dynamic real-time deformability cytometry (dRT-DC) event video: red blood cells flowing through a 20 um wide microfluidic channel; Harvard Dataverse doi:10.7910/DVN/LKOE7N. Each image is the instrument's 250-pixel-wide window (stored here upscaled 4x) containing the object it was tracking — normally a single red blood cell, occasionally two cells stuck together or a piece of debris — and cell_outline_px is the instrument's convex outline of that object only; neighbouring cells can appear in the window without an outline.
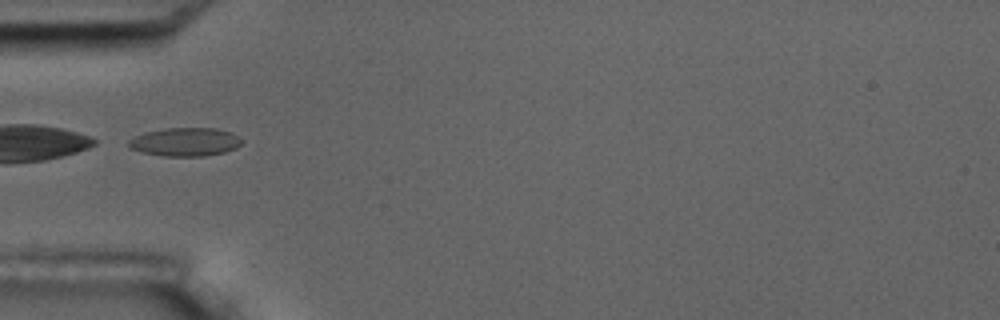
{"species": "common noctule bat (a hibernating species)", "species_latin": "Nyctalus noctula", "temperature_condition": "room temperature", "stored_images_in_passage": 15, "camera_frame_rate_fps": 3000, "um_per_image_px": 0.085, "animal": {"sex": "male", "body_mass_g": 17.5, "forearm_length_mm": 52.3}, "frame": {"image": 1, "passage_image": 5, "time_ms": 4.667, "image_size_px": [1000, 320], "cell_outline_px": [[244, 140], [236, 148], [224, 152], [204, 156], [164, 156], [144, 152], [128, 148], [128, 140], [144, 132], [168, 128], [216, 128], [232, 132]], "centroid_in_image_um": [15.76, 12.06], "position_along_channel_um": 69.2, "area_um2": 18.79}}
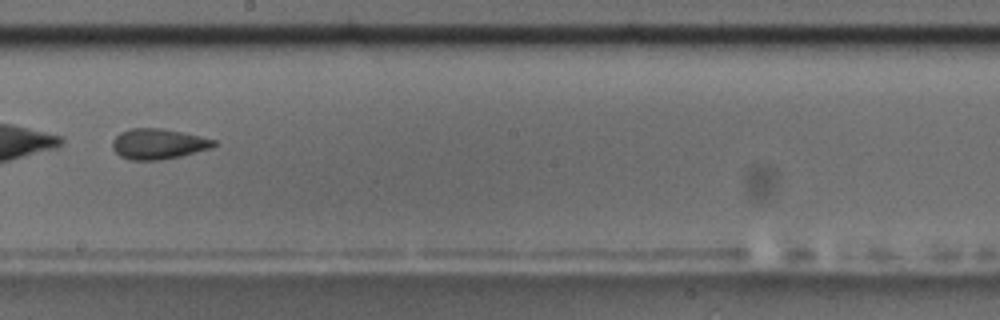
{"frame": {"image": 2, "passage_image": 9, "time_ms": 9.333, "image_size_px": [1000, 320], "cell_outline_px": [[216, 144], [212, 148], [180, 156], [160, 160], [132, 160], [120, 156], [112, 148], [112, 140], [120, 132], [128, 128], [160, 128], [200, 136], [216, 140]], "centroid_in_image_um": [13.43, 12.23], "position_along_channel_um": 234.8, "area_um2": 17.98}}
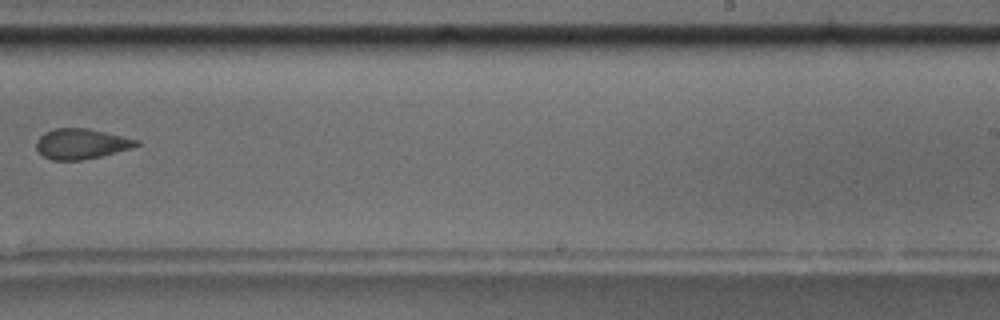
{"frame": {"image": 3, "passage_image": 10, "time_ms": 10.667, "image_size_px": [1000, 320], "cell_outline_px": [[140, 144], [128, 148], [100, 156], [80, 160], [52, 160], [44, 156], [36, 148], [36, 140], [44, 132], [56, 128], [88, 128], [140, 140]], "centroid_in_image_um": [6.87, 12.21], "position_along_channel_um": 282.1, "area_um2": 17.46}, "authors_computed_cell_mechanics": {"area_um2": 18.785, "velocity_mm_per_s": 3.5486, "shape_relaxation_time_tau1_ms": 6.0422, "shape_relaxation_time_tau2_ms": null, "deformation_change_tau1": 0.118, "deformation_change_tau2": null}}